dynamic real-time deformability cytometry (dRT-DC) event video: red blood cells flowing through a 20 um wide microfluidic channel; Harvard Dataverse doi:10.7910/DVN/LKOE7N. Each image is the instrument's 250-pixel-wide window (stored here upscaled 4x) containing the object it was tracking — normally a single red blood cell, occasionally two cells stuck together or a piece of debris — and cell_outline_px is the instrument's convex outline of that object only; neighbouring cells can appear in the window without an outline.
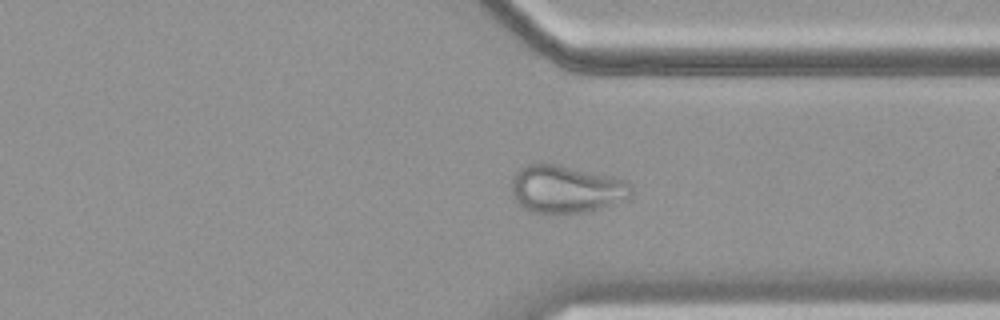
{"species": "common noctule bat (a hibernating species)", "species_latin": "Nyctalus noctula", "temperature_condition": "cold", "stored_images_in_passage": 51, "camera_frame_rate_fps": 3000, "um_per_image_px": 0.085, "animal": {"sex": "female", "body_mass_g": 19.9}, "frame": {"image": 1, "passage_image": 37, "time_ms": 12.0, "image_size_px": [1000, 320], "cell_outline_px": [[632, 188], [628, 196], [608, 204], [584, 212], [532, 212], [524, 208], [512, 196], [512, 176], [520, 168], [528, 164], [540, 160], [612, 176], [628, 180]], "centroid_in_image_um": [48.04, 16.01], "position_along_channel_um": 363.4, "area_um2": 32.95}}